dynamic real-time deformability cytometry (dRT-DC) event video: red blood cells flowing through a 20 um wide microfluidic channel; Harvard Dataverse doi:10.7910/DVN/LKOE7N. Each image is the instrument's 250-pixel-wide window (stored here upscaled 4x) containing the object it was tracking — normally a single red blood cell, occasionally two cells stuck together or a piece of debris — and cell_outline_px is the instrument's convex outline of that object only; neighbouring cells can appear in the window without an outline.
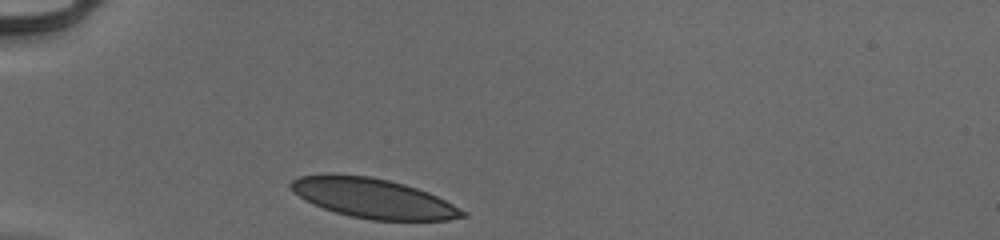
{"species": "human", "species_latin": "Homo sapiens", "temperature_condition": "cold", "stored_images_in_passage": 29, "camera_frame_rate_fps": 3000, "um_per_image_px": 0.085, "donor": {"sex": "male"}, "frame": {"image": 1, "passage_image": 1, "time_ms": 0.0, "image_size_px": [1000, 240], "cell_outline_px": [[468, 216], [448, 220], [372, 220], [352, 216], [336, 212], [312, 204], [304, 200], [292, 192], [288, 184], [292, 180], [300, 176], [328, 172], [368, 176], [388, 180], [404, 184], [428, 192], [468, 212]], "centroid_in_image_um": [31.66, 16.83], "position_along_channel_um": 53.3, "area_um2": 39.94}}
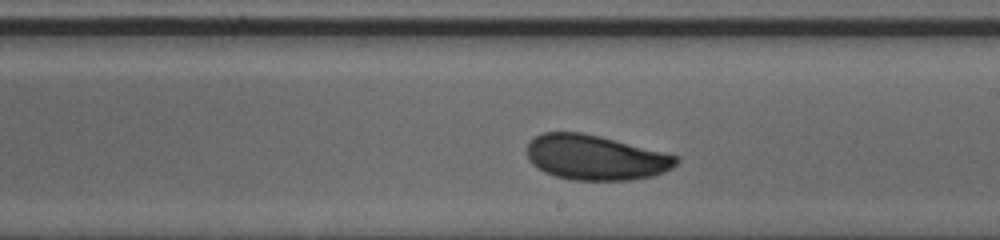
{"frame": {"image": 2, "passage_image": 17, "time_ms": 5.333, "image_size_px": [1000, 240], "cell_outline_px": [[680, 160], [672, 168], [664, 172], [652, 176], [632, 180], [572, 180], [556, 176], [544, 172], [536, 168], [528, 160], [528, 144], [536, 136], [544, 132], [580, 132], [600, 136], [680, 156]], "centroid_in_image_um": [50.63, 13.39], "position_along_channel_um": 238.4, "area_um2": 39.19}}
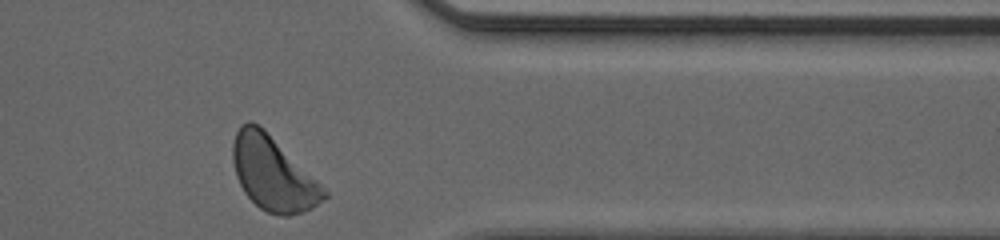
{"frame": {"image": 3, "passage_image": 29, "time_ms": 9.333, "image_size_px": [1000, 240], "cell_outline_px": [[328, 196], [324, 200], [312, 208], [288, 216], [280, 216], [268, 212], [260, 208], [244, 192], [236, 176], [232, 160], [232, 144], [236, 132], [240, 124], [248, 120], [264, 128], [328, 192]], "centroid_in_image_um": [23.17, 14.74], "position_along_channel_um": 388.2, "area_um2": 38.9}, "authors_computed_cell_mechanics": {"area_um2": 39.593, "velocity_mm_per_s": 3.9073, "shape_relaxation_time_tau1_ms": 2.8336, "shape_relaxation_time_tau2_ms": null, "deformation_change_tau1": 0.0959, "deformation_change_tau2": null}}